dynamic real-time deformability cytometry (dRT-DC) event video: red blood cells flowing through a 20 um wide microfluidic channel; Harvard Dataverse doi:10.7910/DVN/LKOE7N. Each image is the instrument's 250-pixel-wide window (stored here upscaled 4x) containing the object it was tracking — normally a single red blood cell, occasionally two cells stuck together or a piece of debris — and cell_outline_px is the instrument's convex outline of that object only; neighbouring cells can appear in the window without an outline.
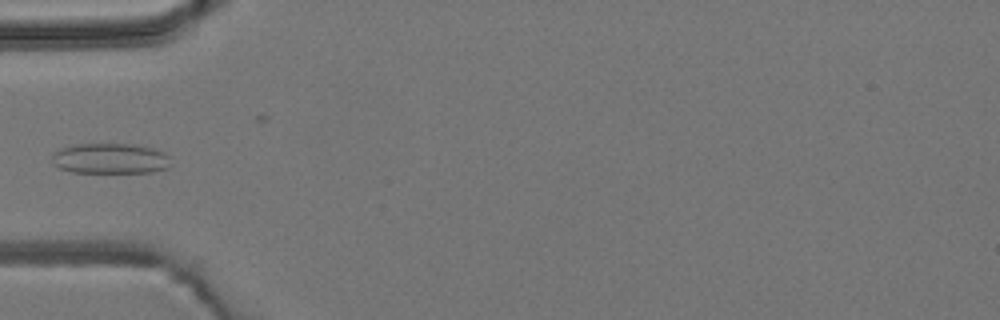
{"species": "common noctule bat (a hibernating species)", "species_latin": "Nyctalus noctula", "temperature_condition": "room temperature", "stored_images_in_passage": 4, "camera_frame_rate_fps": 3000, "um_per_image_px": 0.085, "animal": {"sex": "male", "body_mass_g": 19.2, "forearm_length_mm": 51.8}, "frame": {"image": 1, "passage_image": 4, "time_ms": 4.333, "image_size_px": [1000, 320], "cell_outline_px": [[172, 164], [164, 168], [152, 172], [72, 172], [60, 168], [52, 164], [52, 152], [60, 148], [72, 144], [136, 144], [152, 148], [164, 152], [168, 156]], "centroid_in_image_um": [9.33, 13.46], "position_along_channel_um": 75.7, "area_um2": 21.21}}